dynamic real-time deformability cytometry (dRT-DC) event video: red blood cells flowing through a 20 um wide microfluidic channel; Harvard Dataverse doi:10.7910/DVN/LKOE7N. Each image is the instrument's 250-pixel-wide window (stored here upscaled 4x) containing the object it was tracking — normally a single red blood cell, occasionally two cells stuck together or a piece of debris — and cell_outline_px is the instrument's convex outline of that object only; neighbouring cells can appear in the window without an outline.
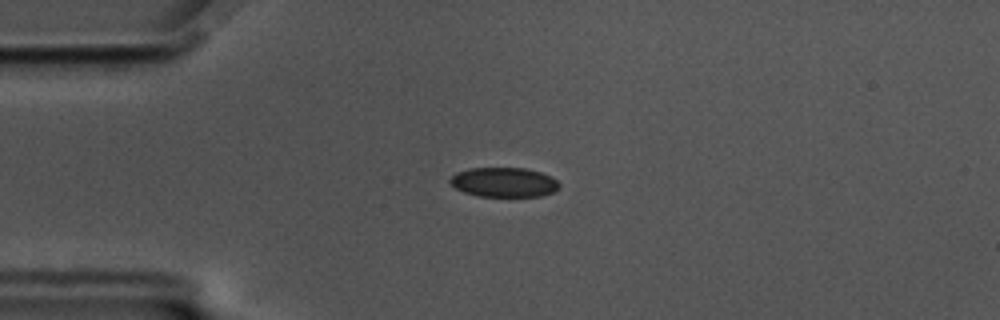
{"species": "common noctule bat (a hibernating species)", "species_latin": "Nyctalus noctula", "temperature_condition": "cold", "stored_images_in_passage": 44, "camera_frame_rate_fps": 3000, "um_per_image_px": 0.085, "animal": {"sex": "male", "body_mass_g": 17.5, "forearm_length_mm": 52.3}, "frame": {"image": 1, "passage_image": 6, "time_ms": 1.667, "image_size_px": [1000, 320], "cell_outline_px": [[560, 188], [552, 192], [540, 196], [476, 196], [464, 192], [456, 188], [448, 180], [456, 172], [468, 168], [524, 168], [540, 172], [552, 176], [560, 184]], "centroid_in_image_um": [42.83, 15.48], "position_along_channel_um": 42.2, "area_um2": 18.84}}
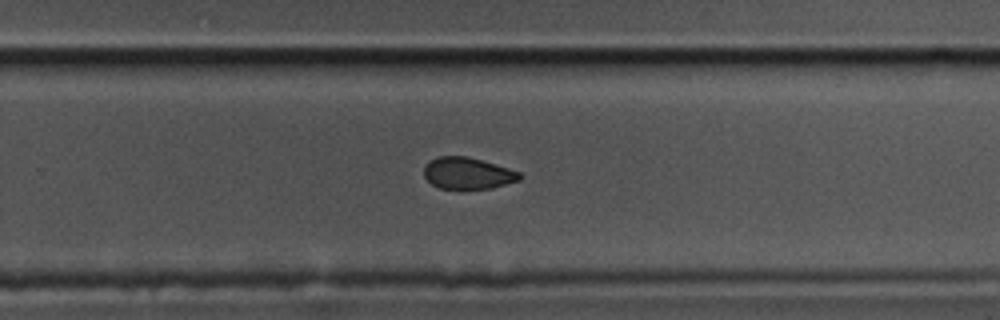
{"frame": {"image": 2, "passage_image": 29, "time_ms": 9.333, "image_size_px": [1000, 320], "cell_outline_px": [[520, 180], [492, 188], [440, 188], [432, 184], [424, 176], [424, 164], [436, 156], [464, 156], [480, 160], [508, 168], [520, 172]], "centroid_in_image_um": [39.72, 14.72], "position_along_channel_um": 290.1, "area_um2": 17.4}}
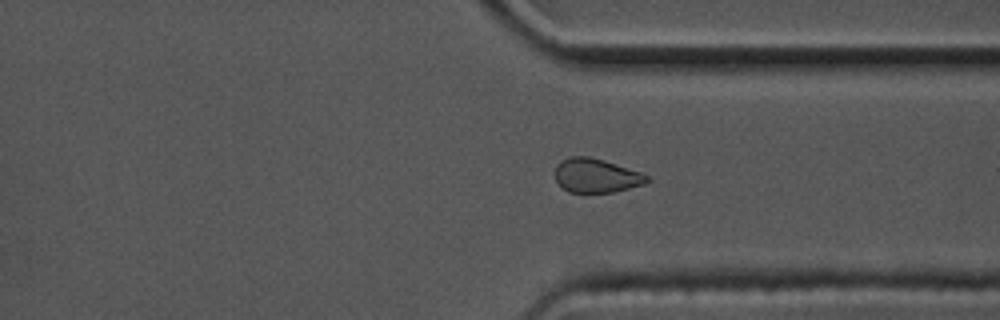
{"frame": {"image": 3, "passage_image": 35, "time_ms": 11.333, "image_size_px": [1000, 320], "cell_outline_px": [[648, 180], [644, 184], [612, 192], [568, 192], [556, 180], [556, 164], [560, 160], [572, 156], [588, 156], [604, 160], [640, 172], [648, 176]], "centroid_in_image_um": [50.65, 14.91], "position_along_channel_um": 360.8, "area_um2": 17.98}, "authors_computed_cell_mechanics": {"area_um2": 19.1318, "velocity_mm_per_s": 3.515, "shape_relaxation_time_tau1_ms": 5.2895, "shape_relaxation_time_tau2_ms": 3.47, "deformation_change_tau1": 0.0936, "deformation_change_tau2": 0.0638}}